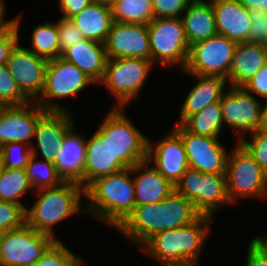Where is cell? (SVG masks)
<instances>
[{
  "instance_id": "obj_24",
  "label": "cell",
  "mask_w": 267,
  "mask_h": 266,
  "mask_svg": "<svg viewBox=\"0 0 267 266\" xmlns=\"http://www.w3.org/2000/svg\"><path fill=\"white\" fill-rule=\"evenodd\" d=\"M131 171L136 205L159 203L175 191V186L147 160L132 166Z\"/></svg>"
},
{
  "instance_id": "obj_35",
  "label": "cell",
  "mask_w": 267,
  "mask_h": 266,
  "mask_svg": "<svg viewBox=\"0 0 267 266\" xmlns=\"http://www.w3.org/2000/svg\"><path fill=\"white\" fill-rule=\"evenodd\" d=\"M0 149L2 168L7 169H25L32 155L31 145L23 142H8Z\"/></svg>"
},
{
  "instance_id": "obj_15",
  "label": "cell",
  "mask_w": 267,
  "mask_h": 266,
  "mask_svg": "<svg viewBox=\"0 0 267 266\" xmlns=\"http://www.w3.org/2000/svg\"><path fill=\"white\" fill-rule=\"evenodd\" d=\"M147 161L174 186L189 168L183 141L173 128L158 141L148 138Z\"/></svg>"
},
{
  "instance_id": "obj_34",
  "label": "cell",
  "mask_w": 267,
  "mask_h": 266,
  "mask_svg": "<svg viewBox=\"0 0 267 266\" xmlns=\"http://www.w3.org/2000/svg\"><path fill=\"white\" fill-rule=\"evenodd\" d=\"M65 244L62 240H55L32 266H83L86 264L81 255L72 252Z\"/></svg>"
},
{
  "instance_id": "obj_18",
  "label": "cell",
  "mask_w": 267,
  "mask_h": 266,
  "mask_svg": "<svg viewBox=\"0 0 267 266\" xmlns=\"http://www.w3.org/2000/svg\"><path fill=\"white\" fill-rule=\"evenodd\" d=\"M104 46L108 58H143L151 60L147 24L113 21Z\"/></svg>"
},
{
  "instance_id": "obj_27",
  "label": "cell",
  "mask_w": 267,
  "mask_h": 266,
  "mask_svg": "<svg viewBox=\"0 0 267 266\" xmlns=\"http://www.w3.org/2000/svg\"><path fill=\"white\" fill-rule=\"evenodd\" d=\"M181 19L189 46L218 34L210 0H192Z\"/></svg>"
},
{
  "instance_id": "obj_4",
  "label": "cell",
  "mask_w": 267,
  "mask_h": 266,
  "mask_svg": "<svg viewBox=\"0 0 267 266\" xmlns=\"http://www.w3.org/2000/svg\"><path fill=\"white\" fill-rule=\"evenodd\" d=\"M33 195V204L29 203L25 210L26 223L54 240H60L55 234L56 225L74 215H86L85 189L79 183L63 182L55 188L35 190Z\"/></svg>"
},
{
  "instance_id": "obj_52",
  "label": "cell",
  "mask_w": 267,
  "mask_h": 266,
  "mask_svg": "<svg viewBox=\"0 0 267 266\" xmlns=\"http://www.w3.org/2000/svg\"><path fill=\"white\" fill-rule=\"evenodd\" d=\"M264 14L267 15V0H266V7H263L261 10Z\"/></svg>"
},
{
  "instance_id": "obj_7",
  "label": "cell",
  "mask_w": 267,
  "mask_h": 266,
  "mask_svg": "<svg viewBox=\"0 0 267 266\" xmlns=\"http://www.w3.org/2000/svg\"><path fill=\"white\" fill-rule=\"evenodd\" d=\"M155 65L143 58H108L103 77L97 86L108 90L115 99L111 108H127L139 99Z\"/></svg>"
},
{
  "instance_id": "obj_53",
  "label": "cell",
  "mask_w": 267,
  "mask_h": 266,
  "mask_svg": "<svg viewBox=\"0 0 267 266\" xmlns=\"http://www.w3.org/2000/svg\"><path fill=\"white\" fill-rule=\"evenodd\" d=\"M4 104L0 102V112L2 111V109L4 108Z\"/></svg>"
},
{
  "instance_id": "obj_33",
  "label": "cell",
  "mask_w": 267,
  "mask_h": 266,
  "mask_svg": "<svg viewBox=\"0 0 267 266\" xmlns=\"http://www.w3.org/2000/svg\"><path fill=\"white\" fill-rule=\"evenodd\" d=\"M25 171L34 191L42 188H55L64 182L58 175L54 163L44 161L34 155L30 156Z\"/></svg>"
},
{
  "instance_id": "obj_39",
  "label": "cell",
  "mask_w": 267,
  "mask_h": 266,
  "mask_svg": "<svg viewBox=\"0 0 267 266\" xmlns=\"http://www.w3.org/2000/svg\"><path fill=\"white\" fill-rule=\"evenodd\" d=\"M13 19L14 24L0 35V66L6 65L11 51L22 40L19 34L22 26V16L21 14L13 16Z\"/></svg>"
},
{
  "instance_id": "obj_37",
  "label": "cell",
  "mask_w": 267,
  "mask_h": 266,
  "mask_svg": "<svg viewBox=\"0 0 267 266\" xmlns=\"http://www.w3.org/2000/svg\"><path fill=\"white\" fill-rule=\"evenodd\" d=\"M267 174V134L255 131L239 142Z\"/></svg>"
},
{
  "instance_id": "obj_22",
  "label": "cell",
  "mask_w": 267,
  "mask_h": 266,
  "mask_svg": "<svg viewBox=\"0 0 267 266\" xmlns=\"http://www.w3.org/2000/svg\"><path fill=\"white\" fill-rule=\"evenodd\" d=\"M91 136L86 135V156L83 171V188L95 179L118 173L126 168L115 159L108 139L93 129Z\"/></svg>"
},
{
  "instance_id": "obj_1",
  "label": "cell",
  "mask_w": 267,
  "mask_h": 266,
  "mask_svg": "<svg viewBox=\"0 0 267 266\" xmlns=\"http://www.w3.org/2000/svg\"><path fill=\"white\" fill-rule=\"evenodd\" d=\"M199 216L192 202L174 191L159 203L136 205L116 232L140 249L157 233L189 225Z\"/></svg>"
},
{
  "instance_id": "obj_31",
  "label": "cell",
  "mask_w": 267,
  "mask_h": 266,
  "mask_svg": "<svg viewBox=\"0 0 267 266\" xmlns=\"http://www.w3.org/2000/svg\"><path fill=\"white\" fill-rule=\"evenodd\" d=\"M31 33L30 47H25L47 60L61 56L57 21H45L35 25Z\"/></svg>"
},
{
  "instance_id": "obj_20",
  "label": "cell",
  "mask_w": 267,
  "mask_h": 266,
  "mask_svg": "<svg viewBox=\"0 0 267 266\" xmlns=\"http://www.w3.org/2000/svg\"><path fill=\"white\" fill-rule=\"evenodd\" d=\"M182 76L195 79L193 86L187 89V94L181 102L179 117L174 124H182L189 116L199 113L207 105L219 102L223 93L228 88V82L220 76L197 75L194 73H185L178 71ZM197 80V81H196Z\"/></svg>"
},
{
  "instance_id": "obj_6",
  "label": "cell",
  "mask_w": 267,
  "mask_h": 266,
  "mask_svg": "<svg viewBox=\"0 0 267 266\" xmlns=\"http://www.w3.org/2000/svg\"><path fill=\"white\" fill-rule=\"evenodd\" d=\"M97 84L76 65L61 56L50 59L46 67L45 85L41 95L35 100L46 111H66L70 106L63 104L67 99H78L86 88ZM69 108V109H68Z\"/></svg>"
},
{
  "instance_id": "obj_11",
  "label": "cell",
  "mask_w": 267,
  "mask_h": 266,
  "mask_svg": "<svg viewBox=\"0 0 267 266\" xmlns=\"http://www.w3.org/2000/svg\"><path fill=\"white\" fill-rule=\"evenodd\" d=\"M220 103L224 128L233 130L234 143H239L246 135L256 131L265 101L242 87L228 86Z\"/></svg>"
},
{
  "instance_id": "obj_8",
  "label": "cell",
  "mask_w": 267,
  "mask_h": 266,
  "mask_svg": "<svg viewBox=\"0 0 267 266\" xmlns=\"http://www.w3.org/2000/svg\"><path fill=\"white\" fill-rule=\"evenodd\" d=\"M233 144L225 171L229 201L233 206L246 198L267 201V174L240 143Z\"/></svg>"
},
{
  "instance_id": "obj_26",
  "label": "cell",
  "mask_w": 267,
  "mask_h": 266,
  "mask_svg": "<svg viewBox=\"0 0 267 266\" xmlns=\"http://www.w3.org/2000/svg\"><path fill=\"white\" fill-rule=\"evenodd\" d=\"M267 50L263 44L249 41L237 43L229 71V86L241 87L266 63Z\"/></svg>"
},
{
  "instance_id": "obj_40",
  "label": "cell",
  "mask_w": 267,
  "mask_h": 266,
  "mask_svg": "<svg viewBox=\"0 0 267 266\" xmlns=\"http://www.w3.org/2000/svg\"><path fill=\"white\" fill-rule=\"evenodd\" d=\"M56 20L61 54L72 45L85 39L71 19L59 17Z\"/></svg>"
},
{
  "instance_id": "obj_21",
  "label": "cell",
  "mask_w": 267,
  "mask_h": 266,
  "mask_svg": "<svg viewBox=\"0 0 267 266\" xmlns=\"http://www.w3.org/2000/svg\"><path fill=\"white\" fill-rule=\"evenodd\" d=\"M76 123L65 134L56 153L54 165L64 182H76L83 187V171L86 156V137Z\"/></svg>"
},
{
  "instance_id": "obj_38",
  "label": "cell",
  "mask_w": 267,
  "mask_h": 266,
  "mask_svg": "<svg viewBox=\"0 0 267 266\" xmlns=\"http://www.w3.org/2000/svg\"><path fill=\"white\" fill-rule=\"evenodd\" d=\"M26 222L25 209L11 202L0 200V231H10L21 227Z\"/></svg>"
},
{
  "instance_id": "obj_25",
  "label": "cell",
  "mask_w": 267,
  "mask_h": 266,
  "mask_svg": "<svg viewBox=\"0 0 267 266\" xmlns=\"http://www.w3.org/2000/svg\"><path fill=\"white\" fill-rule=\"evenodd\" d=\"M61 57L76 65L96 84L103 77L108 59L104 44L90 39L72 45Z\"/></svg>"
},
{
  "instance_id": "obj_41",
  "label": "cell",
  "mask_w": 267,
  "mask_h": 266,
  "mask_svg": "<svg viewBox=\"0 0 267 266\" xmlns=\"http://www.w3.org/2000/svg\"><path fill=\"white\" fill-rule=\"evenodd\" d=\"M153 16L157 18H179L192 0H152Z\"/></svg>"
},
{
  "instance_id": "obj_14",
  "label": "cell",
  "mask_w": 267,
  "mask_h": 266,
  "mask_svg": "<svg viewBox=\"0 0 267 266\" xmlns=\"http://www.w3.org/2000/svg\"><path fill=\"white\" fill-rule=\"evenodd\" d=\"M172 128L181 136L189 168L202 173L225 174L230 149L222 144V136L220 139L194 135L180 124H174Z\"/></svg>"
},
{
  "instance_id": "obj_51",
  "label": "cell",
  "mask_w": 267,
  "mask_h": 266,
  "mask_svg": "<svg viewBox=\"0 0 267 266\" xmlns=\"http://www.w3.org/2000/svg\"><path fill=\"white\" fill-rule=\"evenodd\" d=\"M265 232V233H264ZM262 231L261 236L267 241V230L266 231Z\"/></svg>"
},
{
  "instance_id": "obj_30",
  "label": "cell",
  "mask_w": 267,
  "mask_h": 266,
  "mask_svg": "<svg viewBox=\"0 0 267 266\" xmlns=\"http://www.w3.org/2000/svg\"><path fill=\"white\" fill-rule=\"evenodd\" d=\"M33 193L34 189L28 180L25 169L2 168L0 177L1 201L19 204L26 210L28 202H24V198H28V194L33 196Z\"/></svg>"
},
{
  "instance_id": "obj_46",
  "label": "cell",
  "mask_w": 267,
  "mask_h": 266,
  "mask_svg": "<svg viewBox=\"0 0 267 266\" xmlns=\"http://www.w3.org/2000/svg\"><path fill=\"white\" fill-rule=\"evenodd\" d=\"M6 1L5 0H0V35L3 34L5 31H7L13 24H14V19H6Z\"/></svg>"
},
{
  "instance_id": "obj_43",
  "label": "cell",
  "mask_w": 267,
  "mask_h": 266,
  "mask_svg": "<svg viewBox=\"0 0 267 266\" xmlns=\"http://www.w3.org/2000/svg\"><path fill=\"white\" fill-rule=\"evenodd\" d=\"M250 18L249 42L264 45L267 40V15L261 10H250Z\"/></svg>"
},
{
  "instance_id": "obj_45",
  "label": "cell",
  "mask_w": 267,
  "mask_h": 266,
  "mask_svg": "<svg viewBox=\"0 0 267 266\" xmlns=\"http://www.w3.org/2000/svg\"><path fill=\"white\" fill-rule=\"evenodd\" d=\"M57 1L59 8L58 12L61 14L60 17L65 19H71L93 2L92 0H57Z\"/></svg>"
},
{
  "instance_id": "obj_2",
  "label": "cell",
  "mask_w": 267,
  "mask_h": 266,
  "mask_svg": "<svg viewBox=\"0 0 267 266\" xmlns=\"http://www.w3.org/2000/svg\"><path fill=\"white\" fill-rule=\"evenodd\" d=\"M135 185L131 168L102 176L85 188L86 216L116 230L132 213Z\"/></svg>"
},
{
  "instance_id": "obj_54",
  "label": "cell",
  "mask_w": 267,
  "mask_h": 266,
  "mask_svg": "<svg viewBox=\"0 0 267 266\" xmlns=\"http://www.w3.org/2000/svg\"><path fill=\"white\" fill-rule=\"evenodd\" d=\"M1 174H2V165H0V177H1Z\"/></svg>"
},
{
  "instance_id": "obj_28",
  "label": "cell",
  "mask_w": 267,
  "mask_h": 266,
  "mask_svg": "<svg viewBox=\"0 0 267 266\" xmlns=\"http://www.w3.org/2000/svg\"><path fill=\"white\" fill-rule=\"evenodd\" d=\"M71 20L85 39L104 44L113 23L112 7L92 2Z\"/></svg>"
},
{
  "instance_id": "obj_3",
  "label": "cell",
  "mask_w": 267,
  "mask_h": 266,
  "mask_svg": "<svg viewBox=\"0 0 267 266\" xmlns=\"http://www.w3.org/2000/svg\"><path fill=\"white\" fill-rule=\"evenodd\" d=\"M212 217L200 215L194 222L151 237L140 252L150 260L179 266H200L201 253L212 236Z\"/></svg>"
},
{
  "instance_id": "obj_56",
  "label": "cell",
  "mask_w": 267,
  "mask_h": 266,
  "mask_svg": "<svg viewBox=\"0 0 267 266\" xmlns=\"http://www.w3.org/2000/svg\"><path fill=\"white\" fill-rule=\"evenodd\" d=\"M0 165H1V149H0Z\"/></svg>"
},
{
  "instance_id": "obj_16",
  "label": "cell",
  "mask_w": 267,
  "mask_h": 266,
  "mask_svg": "<svg viewBox=\"0 0 267 266\" xmlns=\"http://www.w3.org/2000/svg\"><path fill=\"white\" fill-rule=\"evenodd\" d=\"M48 61L26 49L20 42L11 51L6 61V67L11 76L31 101H35L43 91Z\"/></svg>"
},
{
  "instance_id": "obj_36",
  "label": "cell",
  "mask_w": 267,
  "mask_h": 266,
  "mask_svg": "<svg viewBox=\"0 0 267 266\" xmlns=\"http://www.w3.org/2000/svg\"><path fill=\"white\" fill-rule=\"evenodd\" d=\"M31 100L20 90L6 65L0 66V102L5 106L23 105Z\"/></svg>"
},
{
  "instance_id": "obj_10",
  "label": "cell",
  "mask_w": 267,
  "mask_h": 266,
  "mask_svg": "<svg viewBox=\"0 0 267 266\" xmlns=\"http://www.w3.org/2000/svg\"><path fill=\"white\" fill-rule=\"evenodd\" d=\"M175 191L189 199L200 215L214 219L223 208L233 206L227 196L225 174L202 173L188 168Z\"/></svg>"
},
{
  "instance_id": "obj_9",
  "label": "cell",
  "mask_w": 267,
  "mask_h": 266,
  "mask_svg": "<svg viewBox=\"0 0 267 266\" xmlns=\"http://www.w3.org/2000/svg\"><path fill=\"white\" fill-rule=\"evenodd\" d=\"M147 27L152 63L166 69L183 70L190 46L181 17L153 19Z\"/></svg>"
},
{
  "instance_id": "obj_55",
  "label": "cell",
  "mask_w": 267,
  "mask_h": 266,
  "mask_svg": "<svg viewBox=\"0 0 267 266\" xmlns=\"http://www.w3.org/2000/svg\"><path fill=\"white\" fill-rule=\"evenodd\" d=\"M264 46H265V48H266V50H267V40H266V43L264 44Z\"/></svg>"
},
{
  "instance_id": "obj_23",
  "label": "cell",
  "mask_w": 267,
  "mask_h": 266,
  "mask_svg": "<svg viewBox=\"0 0 267 266\" xmlns=\"http://www.w3.org/2000/svg\"><path fill=\"white\" fill-rule=\"evenodd\" d=\"M215 13L217 33L236 43L249 41L250 11L238 0H210Z\"/></svg>"
},
{
  "instance_id": "obj_17",
  "label": "cell",
  "mask_w": 267,
  "mask_h": 266,
  "mask_svg": "<svg viewBox=\"0 0 267 266\" xmlns=\"http://www.w3.org/2000/svg\"><path fill=\"white\" fill-rule=\"evenodd\" d=\"M73 112L46 111L35 127L31 144L32 155L55 163L56 153L68 130L76 123Z\"/></svg>"
},
{
  "instance_id": "obj_32",
  "label": "cell",
  "mask_w": 267,
  "mask_h": 266,
  "mask_svg": "<svg viewBox=\"0 0 267 266\" xmlns=\"http://www.w3.org/2000/svg\"><path fill=\"white\" fill-rule=\"evenodd\" d=\"M113 21L149 24L153 19L152 0H116L112 6Z\"/></svg>"
},
{
  "instance_id": "obj_12",
  "label": "cell",
  "mask_w": 267,
  "mask_h": 266,
  "mask_svg": "<svg viewBox=\"0 0 267 266\" xmlns=\"http://www.w3.org/2000/svg\"><path fill=\"white\" fill-rule=\"evenodd\" d=\"M55 240L26 222L0 236V266H32Z\"/></svg>"
},
{
  "instance_id": "obj_48",
  "label": "cell",
  "mask_w": 267,
  "mask_h": 266,
  "mask_svg": "<svg viewBox=\"0 0 267 266\" xmlns=\"http://www.w3.org/2000/svg\"><path fill=\"white\" fill-rule=\"evenodd\" d=\"M259 132L267 134V102H265L262 112L259 126L256 129Z\"/></svg>"
},
{
  "instance_id": "obj_49",
  "label": "cell",
  "mask_w": 267,
  "mask_h": 266,
  "mask_svg": "<svg viewBox=\"0 0 267 266\" xmlns=\"http://www.w3.org/2000/svg\"><path fill=\"white\" fill-rule=\"evenodd\" d=\"M94 3H99L112 7L116 0H92Z\"/></svg>"
},
{
  "instance_id": "obj_19",
  "label": "cell",
  "mask_w": 267,
  "mask_h": 266,
  "mask_svg": "<svg viewBox=\"0 0 267 266\" xmlns=\"http://www.w3.org/2000/svg\"><path fill=\"white\" fill-rule=\"evenodd\" d=\"M46 112L37 102L4 106L0 112V147L8 142L29 145L34 139L38 119Z\"/></svg>"
},
{
  "instance_id": "obj_47",
  "label": "cell",
  "mask_w": 267,
  "mask_h": 266,
  "mask_svg": "<svg viewBox=\"0 0 267 266\" xmlns=\"http://www.w3.org/2000/svg\"><path fill=\"white\" fill-rule=\"evenodd\" d=\"M242 3L249 11L250 10H262L266 7V0H238Z\"/></svg>"
},
{
  "instance_id": "obj_50",
  "label": "cell",
  "mask_w": 267,
  "mask_h": 266,
  "mask_svg": "<svg viewBox=\"0 0 267 266\" xmlns=\"http://www.w3.org/2000/svg\"><path fill=\"white\" fill-rule=\"evenodd\" d=\"M158 266H179V265L169 264V263H159Z\"/></svg>"
},
{
  "instance_id": "obj_5",
  "label": "cell",
  "mask_w": 267,
  "mask_h": 266,
  "mask_svg": "<svg viewBox=\"0 0 267 266\" xmlns=\"http://www.w3.org/2000/svg\"><path fill=\"white\" fill-rule=\"evenodd\" d=\"M125 111L126 108H110L96 130L108 139L115 159L127 169L147 160L149 137Z\"/></svg>"
},
{
  "instance_id": "obj_13",
  "label": "cell",
  "mask_w": 267,
  "mask_h": 266,
  "mask_svg": "<svg viewBox=\"0 0 267 266\" xmlns=\"http://www.w3.org/2000/svg\"><path fill=\"white\" fill-rule=\"evenodd\" d=\"M237 43L223 35H215L190 46L183 71L197 75L220 76L229 85V71Z\"/></svg>"
},
{
  "instance_id": "obj_42",
  "label": "cell",
  "mask_w": 267,
  "mask_h": 266,
  "mask_svg": "<svg viewBox=\"0 0 267 266\" xmlns=\"http://www.w3.org/2000/svg\"><path fill=\"white\" fill-rule=\"evenodd\" d=\"M245 251L244 266H267V241L261 234L250 240Z\"/></svg>"
},
{
  "instance_id": "obj_44",
  "label": "cell",
  "mask_w": 267,
  "mask_h": 266,
  "mask_svg": "<svg viewBox=\"0 0 267 266\" xmlns=\"http://www.w3.org/2000/svg\"><path fill=\"white\" fill-rule=\"evenodd\" d=\"M241 87L256 98L267 102V61L265 65Z\"/></svg>"
},
{
  "instance_id": "obj_29",
  "label": "cell",
  "mask_w": 267,
  "mask_h": 266,
  "mask_svg": "<svg viewBox=\"0 0 267 266\" xmlns=\"http://www.w3.org/2000/svg\"><path fill=\"white\" fill-rule=\"evenodd\" d=\"M181 126L194 135L220 138L225 132L220 101L207 105L199 113L189 116Z\"/></svg>"
}]
</instances>
